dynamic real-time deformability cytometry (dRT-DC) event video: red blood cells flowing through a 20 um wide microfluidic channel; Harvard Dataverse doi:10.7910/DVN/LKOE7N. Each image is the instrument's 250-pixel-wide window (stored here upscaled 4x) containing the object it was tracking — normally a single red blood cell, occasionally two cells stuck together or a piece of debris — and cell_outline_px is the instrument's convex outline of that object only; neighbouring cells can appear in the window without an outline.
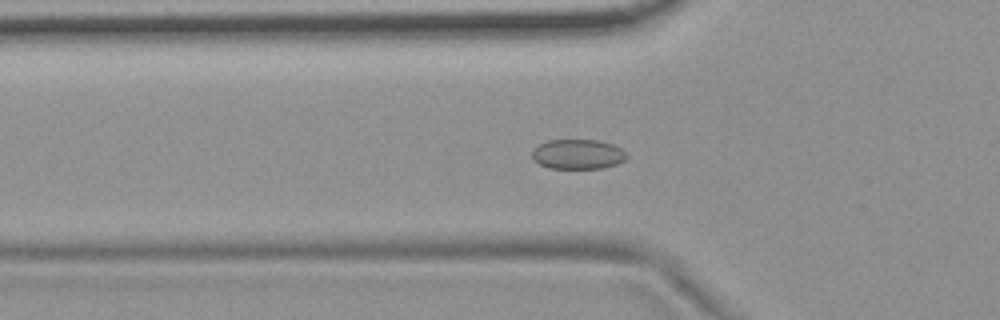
{"species": "common noctule bat (a hibernating species)", "species_latin": "Nyctalus noctula", "temperature_condition": "room temperature", "stored_images_in_passage": 55, "camera_frame_rate_fps": 3000, "um_per_image_px": 0.085, "animal": {"sex": "female", "body_mass_g": 19.9}, "frame": {"image": 1, "passage_image": 19, "time_ms": 6.0, "image_size_px": [1000, 320], "cell_outline_px": [[628, 156], [624, 160], [616, 164], [604, 168], [548, 168], [532, 160], [532, 148], [548, 140], [596, 140], [612, 144], [628, 152]], "centroid_in_image_um": [49.11, 13.11], "position_along_channel_um": 76.7, "area_um2": 16.53}}
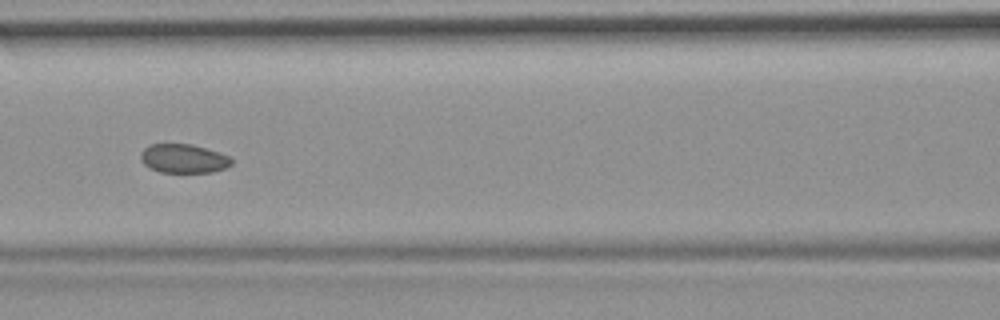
{"frame": {"image": 2, "passage_image": 25, "time_ms": 8.0, "image_size_px": [1000, 320], "cell_outline_px": [[232, 164], [224, 168], [212, 172], [160, 172], [148, 168], [140, 160], [140, 152], [148, 144], [192, 144], [228, 156], [232, 160]], "centroid_in_image_um": [15.53, 13.48], "position_along_channel_um": 151.1, "area_um2": 15.26}}
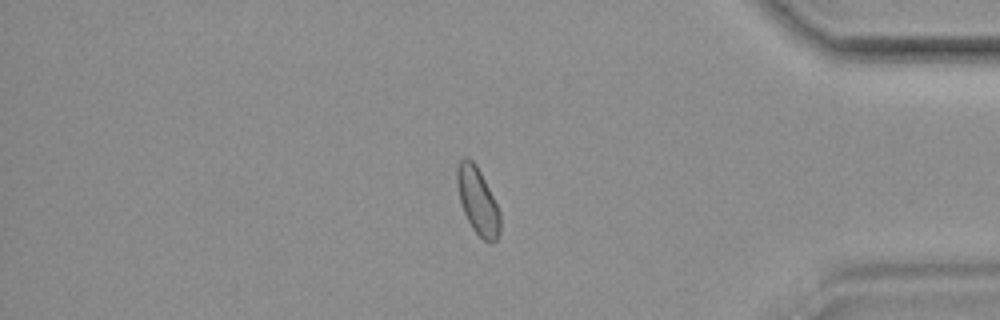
{"frame": {"image": 3, "passage_image": 47, "time_ms": 15.333, "image_size_px": [1000, 320], "cell_outline_px": [[500, 232], [496, 240], [492, 244], [484, 240], [472, 228], [464, 212], [460, 200], [456, 180], [456, 168], [460, 160], [464, 156], [468, 156], [476, 164], [500, 212]], "centroid_in_image_um": [40.59, 17.07], "position_along_channel_um": 394.6, "area_um2": 16.59}, "authors_computed_cell_mechanics": {"area_um2": 16.762, "velocity_mm_per_s": 3.6961, "shape_relaxation_time_tau1_ms": null, "shape_relaxation_time_tau2_ms": 4.4839, "deformation_change_tau1": null, "deformation_change_tau2": 0.0628}}